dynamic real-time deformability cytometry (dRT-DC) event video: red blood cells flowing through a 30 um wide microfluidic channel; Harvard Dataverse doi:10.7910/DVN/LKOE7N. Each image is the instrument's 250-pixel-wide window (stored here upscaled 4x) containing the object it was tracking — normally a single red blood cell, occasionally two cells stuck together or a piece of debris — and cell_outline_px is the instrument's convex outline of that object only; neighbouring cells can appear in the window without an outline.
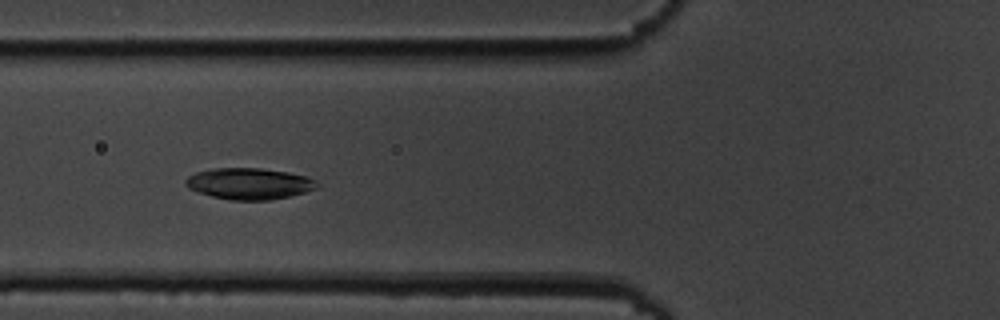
{"species": "common noctule bat (a hibernating species)", "species_latin": "Nyctalus noctula", "temperature_condition": "cold", "stored_images_in_passage": 6, "camera_frame_rate_fps": 3000, "um_per_image_px": 0.085, "animal": {"sex": "male", "body_mass_g": 19.5, "forearm_length_mm": 54.6}, "frame": {"image": 1, "passage_image": 5, "time_ms": 5.667, "image_size_px": [1000, 320], "cell_outline_px": [[320, 184], [316, 188], [304, 192], [288, 196], [268, 200], [232, 200], [212, 196], [196, 192], [188, 188], [184, 184], [184, 180], [188, 176], [196, 172], [212, 168], [260, 168], [288, 172], [308, 176], [316, 180]], "centroid_in_image_um": [21.16, 15.6], "position_along_channel_um": 104.6, "area_um2": 24.1}}
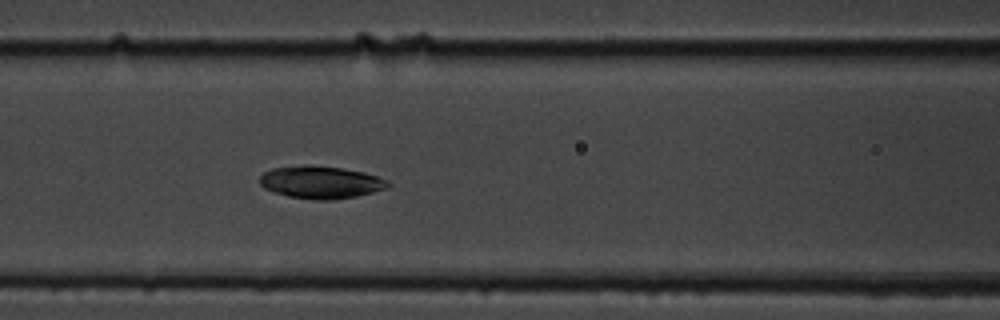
{"frame": {"image": 2, "passage_image": 6, "time_ms": 6.667, "image_size_px": [1000, 320], "cell_outline_px": [[392, 184], [388, 188], [356, 196], [332, 200], [316, 200], [288, 196], [272, 192], [264, 188], [260, 184], [260, 176], [264, 172], [272, 168], [344, 168], [364, 172], [388, 180]], "centroid_in_image_um": [27.32, 15.54], "position_along_channel_um": 139.3, "area_um2": 23.47}}